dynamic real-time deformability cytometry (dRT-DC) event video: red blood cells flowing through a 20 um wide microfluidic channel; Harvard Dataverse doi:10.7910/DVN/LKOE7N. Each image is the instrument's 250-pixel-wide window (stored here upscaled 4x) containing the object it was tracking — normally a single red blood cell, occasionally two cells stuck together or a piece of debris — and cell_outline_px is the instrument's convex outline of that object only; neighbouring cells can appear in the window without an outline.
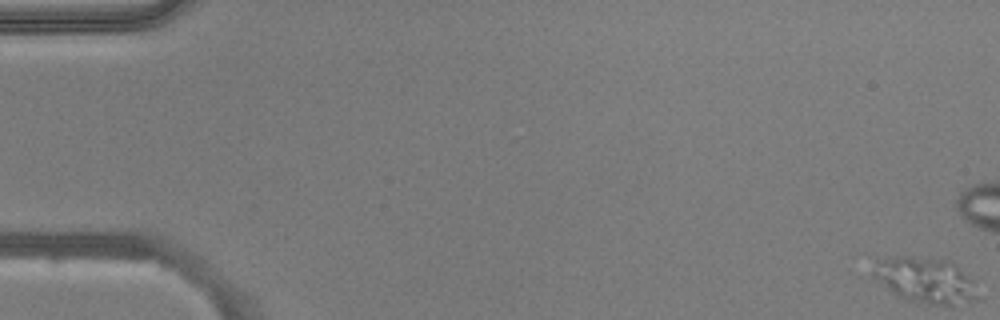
{"species": "common noctule bat (a hibernating species)", "species_latin": "Nyctalus noctula", "temperature_condition": "warm", "stored_images_in_passage": 32, "camera_frame_rate_fps": 3000, "um_per_image_px": 0.085, "animal": {"sex": "male", "body_mass_g": 20.5, "forearm_length_mm": 52.5}, "frame": {"image": 1, "passage_image": 1, "time_ms": 0.0, "image_size_px": [1000, 320], "cell_outline_px": [[980, 296], [976, 300], [948, 304], [932, 304], [904, 300], [872, 276], [868, 272], [864, 252], [908, 256], [948, 260], [956, 264], [972, 280]], "centroid_in_image_um": [78.38, 23.69], "position_along_channel_um": 6.6, "area_um2": 29.48}}
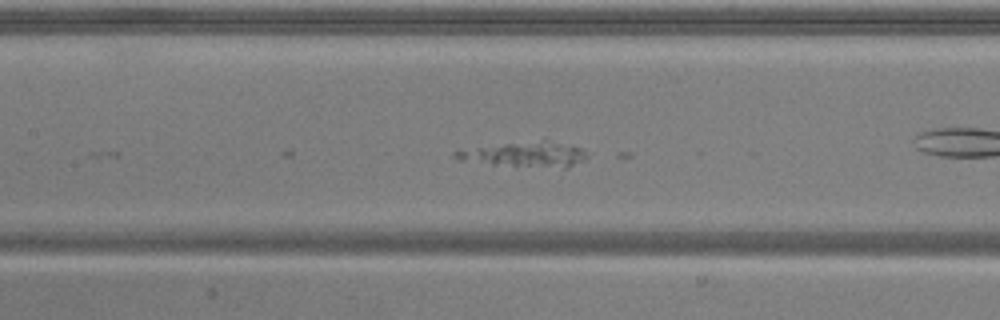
{"frame": {"image": 2, "passage_image": 26, "time_ms": 8.333, "image_size_px": [1000, 320], "cell_outline_px": [[588, 156], [584, 160], [568, 168], [516, 168], [456, 160], [452, 156], [452, 152], [544, 136], [580, 148]], "centroid_in_image_um": [44.66, 13.11], "position_along_channel_um": 162.7, "area_um2": 20.87}}
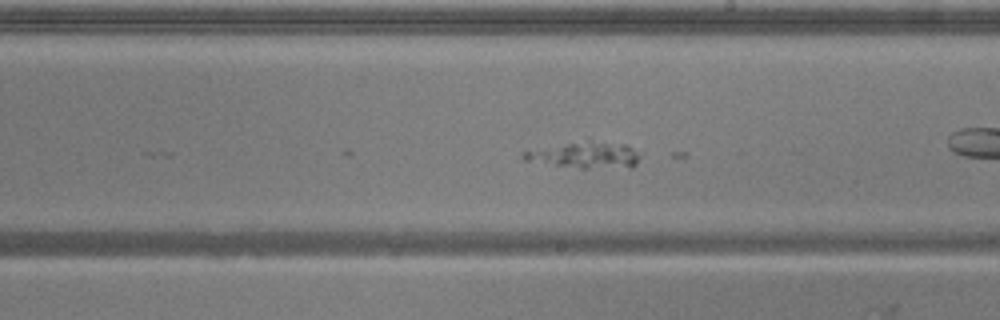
{"frame": {"image": 3, "passage_image": 32, "time_ms": 10.333, "image_size_px": [1000, 320], "cell_outline_px": [[636, 164], [632, 168], [580, 168], [524, 160], [520, 156], [520, 152], [588, 136], [624, 144], [632, 148], [636, 152]], "centroid_in_image_um": [49.68, 13.1], "position_along_channel_um": 239.3, "area_um2": 18.9}}